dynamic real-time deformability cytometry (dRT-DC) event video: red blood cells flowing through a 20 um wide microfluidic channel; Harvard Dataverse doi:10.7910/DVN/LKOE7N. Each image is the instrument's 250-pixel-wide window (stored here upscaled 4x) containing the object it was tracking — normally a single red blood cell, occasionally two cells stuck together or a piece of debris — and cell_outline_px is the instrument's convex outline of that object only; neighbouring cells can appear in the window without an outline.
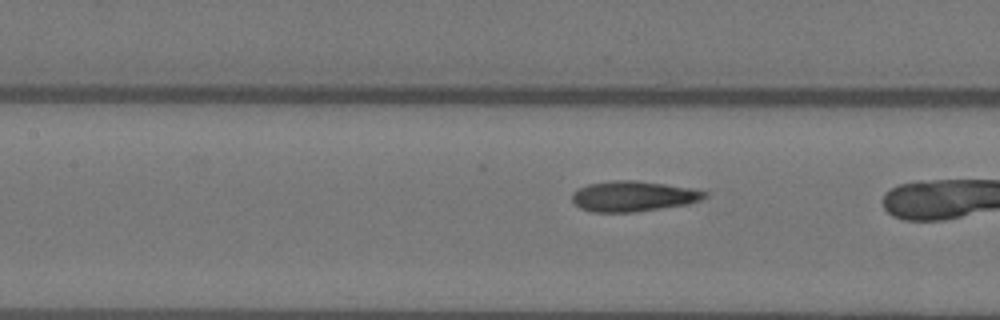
{"species": "Egyptian fruit bat (a non-hibernating species)", "species_latin": "Rousettus aegyptiacus", "temperature_condition": "warm", "stored_images_in_passage": 23, "camera_frame_rate_fps": 3000, "um_per_image_px": 0.085, "animal": {"sex": "female"}, "frame": {"image": 1, "passage_image": 22, "time_ms": 7.0, "image_size_px": [1000, 320], "cell_outline_px": [[708, 196], [704, 200], [688, 204], [632, 212], [592, 212], [580, 208], [572, 200], [572, 192], [576, 188], [588, 184], [612, 180], [636, 180], [696, 188], [708, 192]], "centroid_in_image_um": [53.86, 16.67], "position_along_channel_um": 153.5, "area_um2": 23.87}}